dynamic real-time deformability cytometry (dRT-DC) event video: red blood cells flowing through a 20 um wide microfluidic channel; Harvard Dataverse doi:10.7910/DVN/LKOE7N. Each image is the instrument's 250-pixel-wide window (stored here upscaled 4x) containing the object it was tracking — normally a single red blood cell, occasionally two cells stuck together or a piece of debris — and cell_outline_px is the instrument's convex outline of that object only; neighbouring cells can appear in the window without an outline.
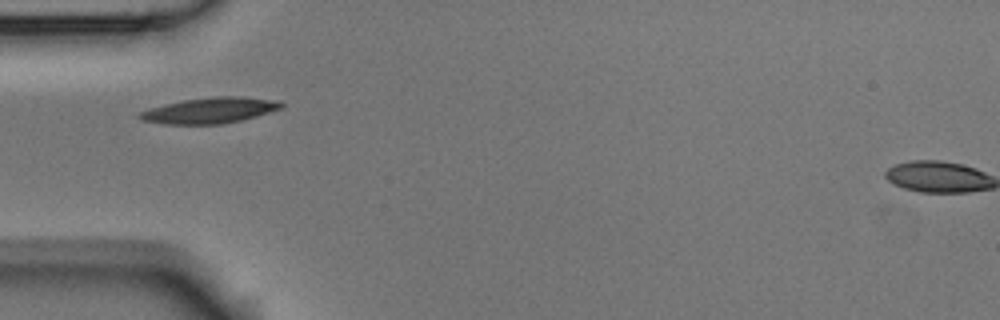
{"species": "Egyptian fruit bat (a non-hibernating species)", "species_latin": "Rousettus aegyptiacus", "temperature_condition": "room temperature", "stored_images_in_passage": 6, "camera_frame_rate_fps": 3000, "um_per_image_px": 0.085, "animal": {"sex": "male"}, "frame": {"image": 1, "passage_image": 1, "time_ms": 0.0, "image_size_px": [1000, 320], "cell_outline_px": [[284, 104], [280, 108], [256, 116], [240, 120], [220, 124], [164, 124], [140, 120], [136, 116], [140, 112], [164, 104], [184, 100], [216, 96], [240, 96], [280, 100]], "centroid_in_image_um": [17.83, 9.38], "position_along_channel_um": 67.2, "area_um2": 21.15}}
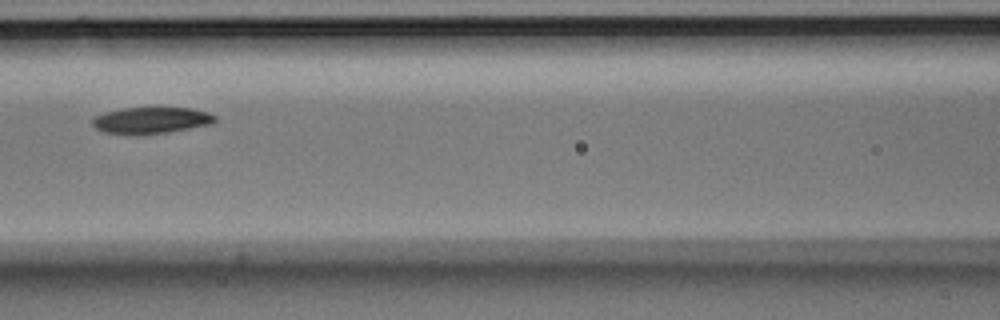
{"frame": {"image": 2, "passage_image": 3, "time_ms": 0.667, "image_size_px": [1000, 320], "cell_outline_px": [[216, 120], [212, 124], [168, 132], [136, 136], [132, 136], [104, 132], [96, 128], [92, 124], [92, 116], [104, 112], [124, 108], [192, 108], [208, 112], [216, 116]], "centroid_in_image_um": [12.81, 10.24], "position_along_channel_um": 153.8, "area_um2": 19.25}}
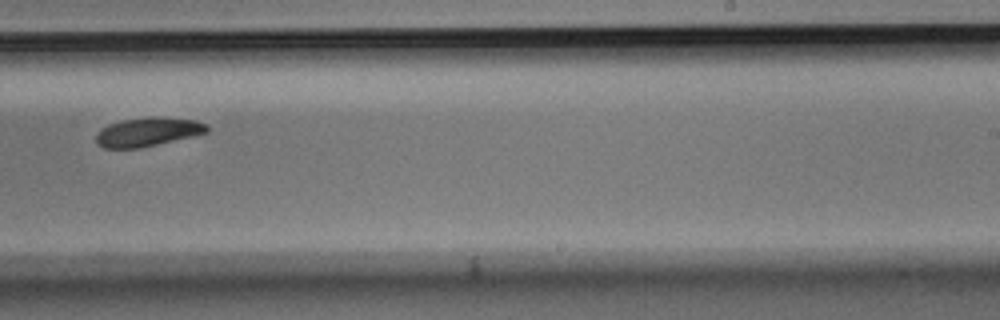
{"frame": {"image": 3, "passage_image": 6, "time_ms": 1.667, "image_size_px": [1000, 320], "cell_outline_px": [[208, 132], [192, 136], [140, 148], [104, 148], [96, 144], [96, 132], [100, 128], [108, 124], [120, 120], [148, 116], [160, 116], [196, 120], [208, 124]], "centroid_in_image_um": [12.53, 11.19], "position_along_channel_um": 276.5, "area_um2": 18.96}}